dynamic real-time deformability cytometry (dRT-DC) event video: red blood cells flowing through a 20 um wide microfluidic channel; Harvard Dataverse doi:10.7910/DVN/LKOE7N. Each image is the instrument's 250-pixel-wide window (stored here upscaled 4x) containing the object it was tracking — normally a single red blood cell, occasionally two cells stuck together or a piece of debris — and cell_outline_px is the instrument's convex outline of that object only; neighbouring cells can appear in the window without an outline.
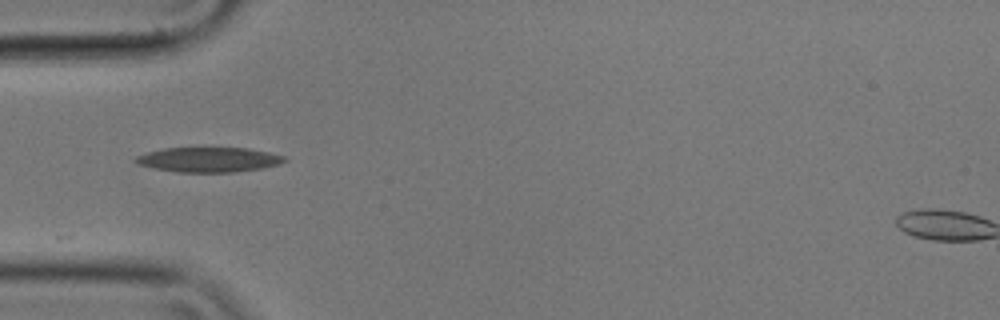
{"species": "common noctule bat (a hibernating species)", "species_latin": "Nyctalus noctula", "temperature_condition": "cold", "stored_images_in_passage": 12, "camera_frame_rate_fps": 3000, "um_per_image_px": 0.085, "animal": {"sex": "male", "body_mass_g": 17.9}, "frame": {"image": 1, "passage_image": 1, "time_ms": 0.0, "image_size_px": [1000, 320], "cell_outline_px": [[288, 160], [280, 164], [260, 168], [232, 172], [176, 172], [136, 164], [132, 160], [136, 156], [148, 152], [164, 148], [204, 144], [248, 148], [268, 152], [284, 156]], "centroid_in_image_um": [17.71, 13.51], "position_along_channel_um": 67.3, "area_um2": 22.66}}
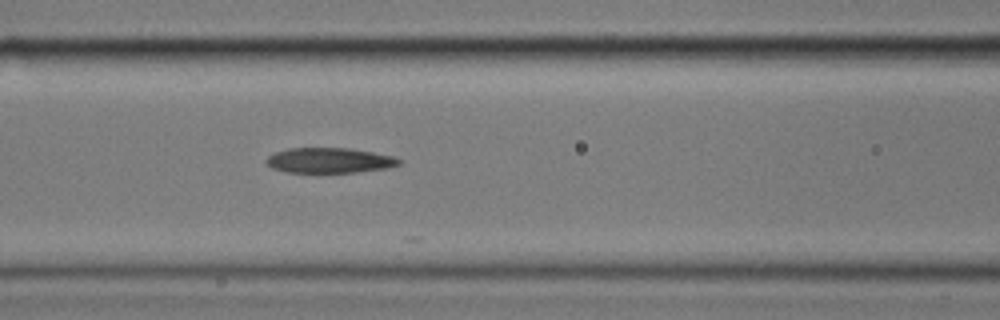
{"frame": {"image": 2, "passage_image": 7, "time_ms": 2.0, "image_size_px": [1000, 320], "cell_outline_px": [[404, 160], [400, 164], [388, 168], [356, 172], [288, 172], [272, 168], [264, 160], [268, 156], [276, 152], [288, 148], [348, 148], [372, 152], [392, 156]], "centroid_in_image_um": [28.02, 13.63], "position_along_channel_um": 138.6, "area_um2": 19.42}}
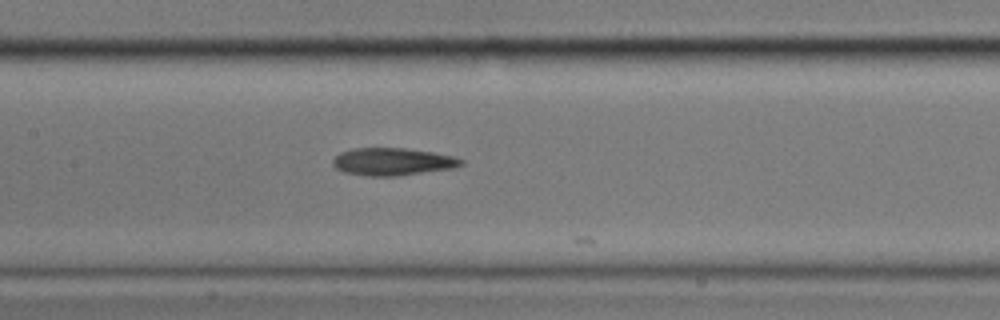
{"frame": {"image": 3, "passage_image": 10, "time_ms": 3.0, "image_size_px": [1000, 320], "cell_outline_px": [[464, 164], [452, 168], [396, 176], [364, 176], [344, 172], [336, 168], [332, 164], [332, 160], [340, 152], [352, 148], [404, 148], [432, 152], [452, 156], [464, 160]], "centroid_in_image_um": [33.33, 13.74], "position_along_channel_um": 174.1, "area_um2": 20.52}}